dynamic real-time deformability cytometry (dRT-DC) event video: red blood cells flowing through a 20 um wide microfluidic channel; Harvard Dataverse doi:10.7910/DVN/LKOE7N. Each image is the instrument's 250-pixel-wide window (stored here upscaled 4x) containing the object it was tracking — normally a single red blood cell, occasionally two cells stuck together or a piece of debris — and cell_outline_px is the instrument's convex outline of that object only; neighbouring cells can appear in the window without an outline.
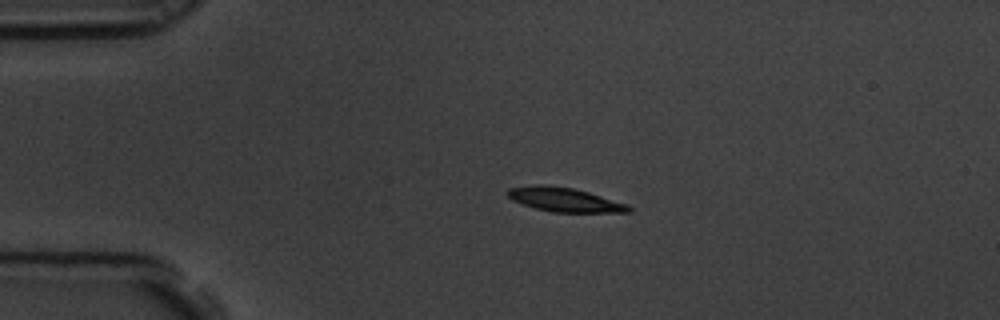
{"species": "common noctule bat (a hibernating species)", "species_latin": "Nyctalus noctula", "temperature_condition": "room temperature", "stored_images_in_passage": 2, "camera_frame_rate_fps": 3000, "um_per_image_px": 0.085, "animal": {"sex": "male", "body_mass_g": 19.5, "forearm_length_mm": 54.6}, "frame": {"image": 1, "passage_image": 1, "time_ms": 0.0, "image_size_px": [1000, 320], "cell_outline_px": [[632, 212], [552, 212], [536, 208], [512, 200], [508, 196], [508, 188], [536, 184], [540, 184], [572, 188], [588, 192], [628, 204], [632, 208]], "centroid_in_image_um": [48.0, 16.97], "position_along_channel_um": 37.0, "area_um2": 16.82}}